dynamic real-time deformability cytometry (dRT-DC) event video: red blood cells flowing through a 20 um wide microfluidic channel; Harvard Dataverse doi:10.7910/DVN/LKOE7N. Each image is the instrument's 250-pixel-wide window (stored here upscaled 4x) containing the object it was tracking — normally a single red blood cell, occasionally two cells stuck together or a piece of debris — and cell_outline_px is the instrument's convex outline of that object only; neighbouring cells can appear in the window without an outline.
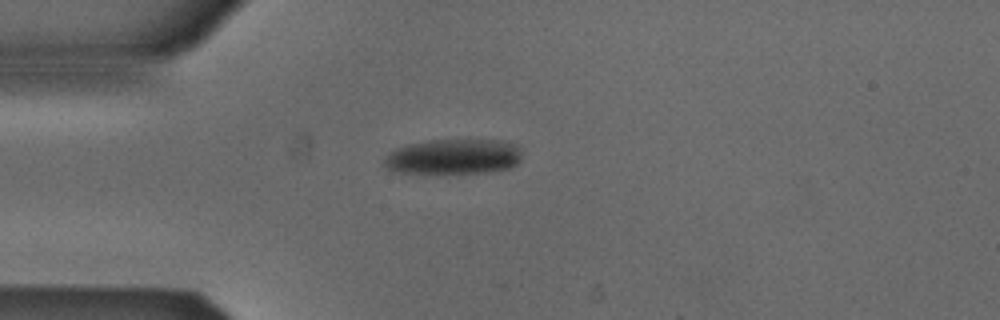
{"species": "Egyptian fruit bat (a non-hibernating species)", "species_latin": "Rousettus aegyptiacus", "temperature_condition": "cold", "stored_images_in_passage": 4, "camera_frame_rate_fps": 3000, "um_per_image_px": 0.085, "animal": {"sex": "male"}, "frame": {"image": 1, "passage_image": 1, "time_ms": 0.0, "image_size_px": [1000, 320], "cell_outline_px": [[520, 160], [516, 164], [508, 168], [488, 172], [400, 172], [388, 168], [384, 164], [384, 160], [388, 152], [396, 148], [408, 144], [432, 140], [500, 140], [512, 144], [520, 148]], "centroid_in_image_um": [38.54, 13.3], "position_along_channel_um": 46.5, "area_um2": 27.74}}
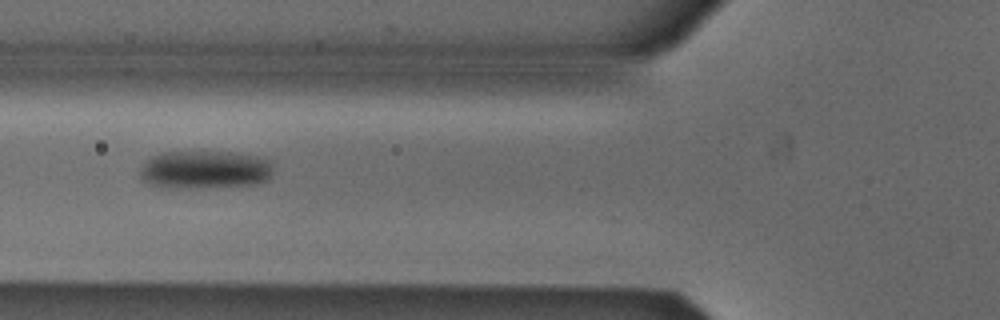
{"frame": {"image": 2, "passage_image": 3, "time_ms": 0.667, "image_size_px": [1000, 320], "cell_outline_px": [[272, 172], [268, 180], [256, 184], [200, 188], [160, 188], [148, 184], [140, 176], [140, 168], [144, 160], [160, 152], [232, 152], [256, 156], [268, 160], [272, 164]], "centroid_in_image_um": [17.36, 14.43], "position_along_channel_um": 108.4, "area_um2": 30.06}}
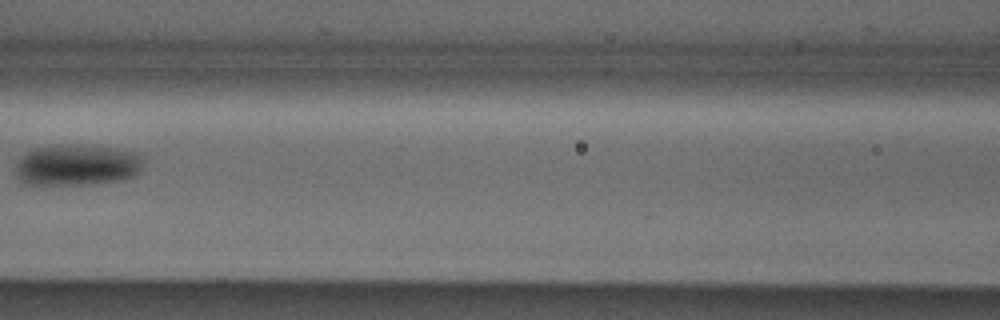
{"frame": {"image": 3, "passage_image": 4, "time_ms": 1.0, "image_size_px": [1000, 320], "cell_outline_px": [[144, 160], [140, 172], [136, 176], [124, 180], [88, 184], [40, 188], [24, 184], [16, 176], [16, 164], [20, 156], [24, 152], [32, 148], [56, 144], [80, 144], [136, 152]], "centroid_in_image_um": [6.46, 14.06], "position_along_channel_um": 160.1, "area_um2": 32.08}}